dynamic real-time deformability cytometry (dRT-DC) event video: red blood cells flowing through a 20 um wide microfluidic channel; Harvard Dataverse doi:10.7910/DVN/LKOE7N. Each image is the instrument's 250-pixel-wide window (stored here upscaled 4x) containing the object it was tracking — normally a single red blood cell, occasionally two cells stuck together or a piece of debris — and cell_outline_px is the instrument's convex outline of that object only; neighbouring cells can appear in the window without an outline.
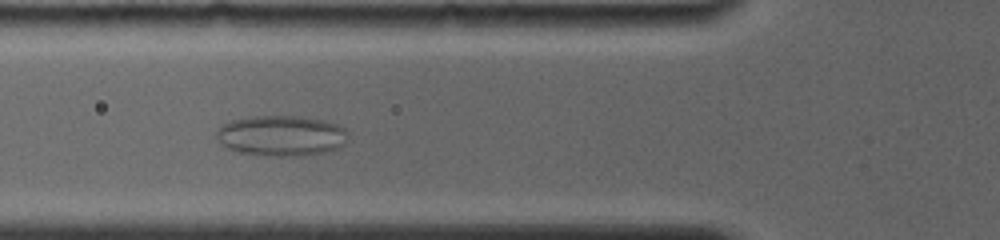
{"species": "common noctule bat (a hibernating species)", "species_latin": "Nyctalus noctula", "temperature_condition": "room temperature", "stored_images_in_passage": 47, "camera_frame_rate_fps": 4000, "um_per_image_px": 0.085, "animal": {"sex": "female", "body_mass_g": 19.0, "forearm_length_mm": 56.7}, "frame": {"image": 1, "passage_image": 13, "time_ms": 4.5, "image_size_px": [1000, 240], "cell_outline_px": [[348, 136], [336, 148], [324, 152], [292, 156], [276, 156], [240, 152], [228, 148], [216, 136], [216, 132], [220, 124], [228, 120], [252, 116], [300, 116], [324, 120], [336, 124], [344, 128], [348, 132]], "centroid_in_image_um": [23.87, 11.5], "position_along_channel_um": 101.9, "area_um2": 30.81}}
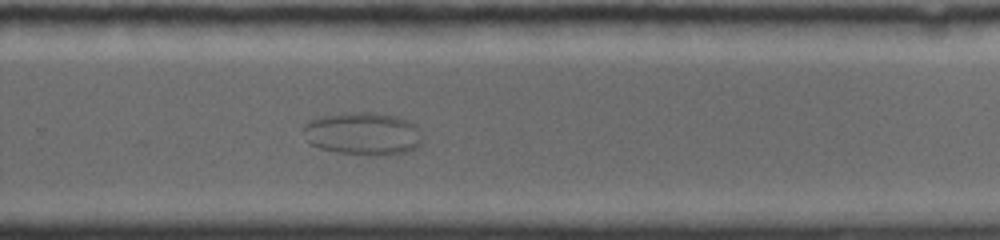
{"frame": {"image": 2, "passage_image": 29, "time_ms": 10.25, "image_size_px": [1000, 240], "cell_outline_px": [[420, 144], [416, 148], [408, 152], [388, 156], [340, 152], [320, 148], [312, 144], [308, 140], [304, 128], [304, 124], [308, 120], [320, 116], [344, 112], [368, 112], [396, 116], [408, 120], [416, 124], [420, 140]], "centroid_in_image_um": [30.86, 11.35], "position_along_channel_um": 298.9, "area_um2": 29.54}}
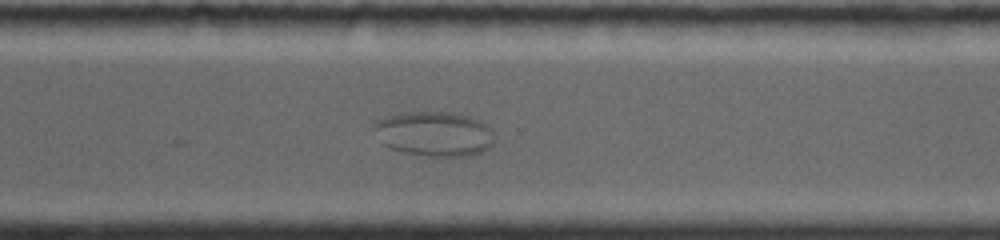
{"frame": {"image": 3, "passage_image": 32, "time_ms": 11.25, "image_size_px": [1000, 240], "cell_outline_px": [[492, 144], [488, 148], [480, 152], [468, 156], [428, 156], [404, 152], [388, 148], [384, 144], [372, 128], [376, 120], [384, 116], [412, 112], [448, 112], [468, 116], [484, 124], [488, 128], [492, 140]], "centroid_in_image_um": [36.84, 11.38], "position_along_channel_um": 333.8, "area_um2": 30.92}}